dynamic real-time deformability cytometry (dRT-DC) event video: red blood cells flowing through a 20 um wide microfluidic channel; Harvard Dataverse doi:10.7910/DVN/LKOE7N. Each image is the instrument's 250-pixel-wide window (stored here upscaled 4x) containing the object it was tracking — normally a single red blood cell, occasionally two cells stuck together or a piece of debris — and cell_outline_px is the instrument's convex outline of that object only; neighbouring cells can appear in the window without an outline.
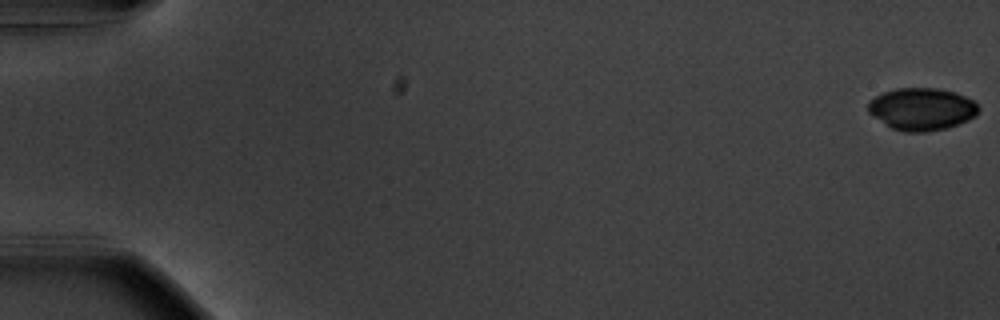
{"species": "common noctule bat (a hibernating species)", "species_latin": "Nyctalus noctula", "temperature_condition": "warm", "stored_images_in_passage": 19, "camera_frame_rate_fps": 3000, "um_per_image_px": 0.085, "animal": {"sex": "male", "body_mass_g": 20.1, "forearm_length_mm": 53.5}, "frame": {"image": 1, "passage_image": 1, "time_ms": 0.0, "image_size_px": [1000, 320], "cell_outline_px": [[980, 108], [976, 116], [968, 120], [948, 128], [928, 132], [904, 132], [892, 128], [872, 116], [868, 112], [868, 100], [884, 92], [896, 88], [936, 88], [956, 92], [972, 100]], "centroid_in_image_um": [78.35, 9.27], "position_along_channel_um": 6.7, "area_um2": 27.4}}
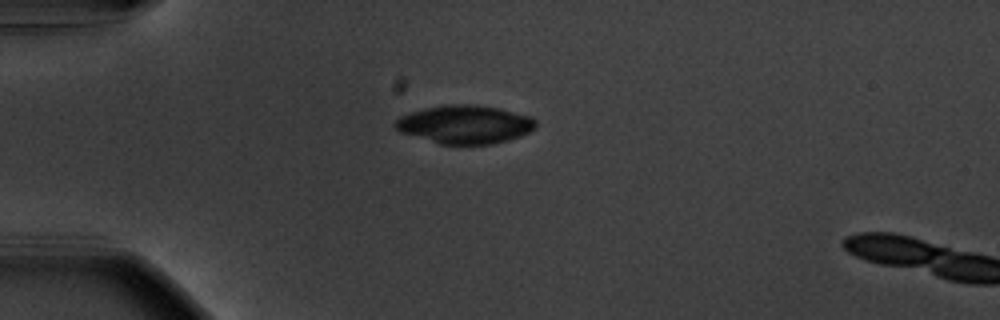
{"frame": {"image": 2, "passage_image": 16, "time_ms": 5.0, "image_size_px": [1000, 320], "cell_outline_px": [[536, 128], [520, 136], [508, 140], [492, 144], [440, 144], [400, 132], [392, 124], [400, 116], [408, 112], [424, 108], [444, 104], [476, 104], [496, 108], [532, 116], [536, 120]], "centroid_in_image_um": [39.5, 10.56], "position_along_channel_um": 45.5, "area_um2": 31.56}}